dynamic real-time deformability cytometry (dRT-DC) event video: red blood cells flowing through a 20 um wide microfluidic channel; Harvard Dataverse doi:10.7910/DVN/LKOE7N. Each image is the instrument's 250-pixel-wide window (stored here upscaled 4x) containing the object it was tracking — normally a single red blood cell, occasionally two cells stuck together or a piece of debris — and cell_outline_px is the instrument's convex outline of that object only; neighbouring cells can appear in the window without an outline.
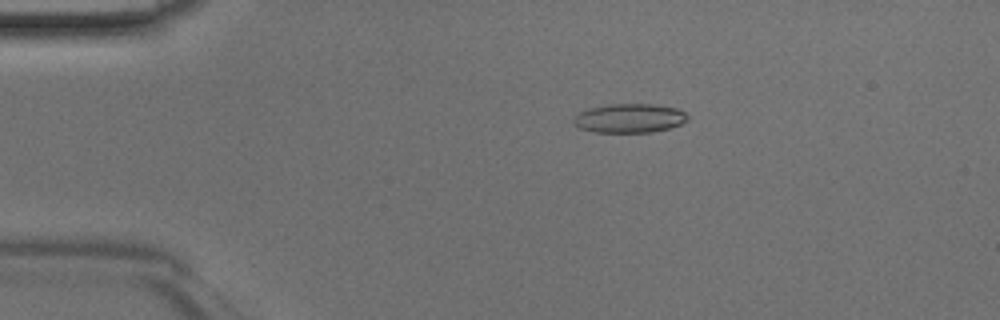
{"species": "Egyptian fruit bat (a non-hibernating species)", "species_latin": "Rousettus aegyptiacus", "temperature_condition": "room temperature", "stored_images_in_passage": 45, "camera_frame_rate_fps": 3000, "um_per_image_px": 0.085, "animal": {"sex": "male"}, "frame": {"image": 1, "passage_image": 9, "time_ms": 2.667, "image_size_px": [1000, 320], "cell_outline_px": [[688, 120], [680, 124], [668, 128], [652, 132], [596, 132], [580, 128], [572, 120], [580, 112], [588, 108], [608, 104], [652, 104], [676, 108], [684, 112], [688, 116]], "centroid_in_image_um": [53.51, 10.04], "position_along_channel_um": 31.5, "area_um2": 19.13}}
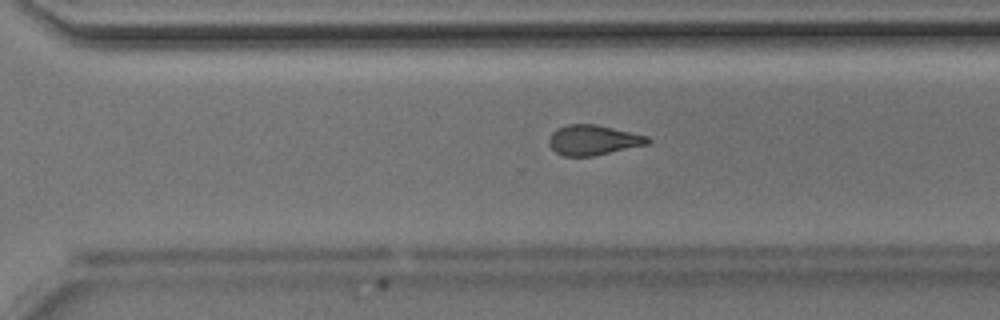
{"frame": {"image": 2, "passage_image": 32, "time_ms": 10.333, "image_size_px": [1000, 320], "cell_outline_px": [[652, 140], [648, 144], [592, 156], [564, 156], [556, 152], [548, 144], [548, 140], [552, 132], [556, 128], [568, 124], [596, 124], [648, 136]], "centroid_in_image_um": [50.4, 11.9], "position_along_channel_um": 320.2, "area_um2": 17.28}}
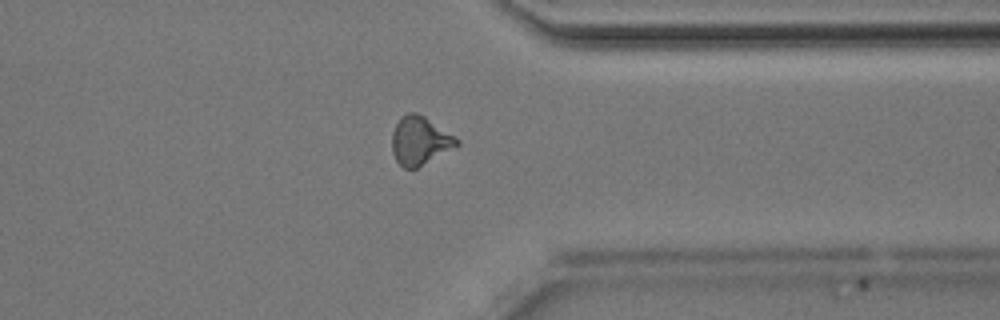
{"frame": {"image": 3, "passage_image": 36, "time_ms": 11.667, "image_size_px": [1000, 320], "cell_outline_px": [[460, 144], [416, 168], [404, 168], [396, 160], [392, 152], [392, 132], [400, 116], [408, 112], [416, 112], [424, 116], [460, 140]], "centroid_in_image_um": [35.66, 11.94], "position_along_channel_um": 375.7, "area_um2": 18.03}}